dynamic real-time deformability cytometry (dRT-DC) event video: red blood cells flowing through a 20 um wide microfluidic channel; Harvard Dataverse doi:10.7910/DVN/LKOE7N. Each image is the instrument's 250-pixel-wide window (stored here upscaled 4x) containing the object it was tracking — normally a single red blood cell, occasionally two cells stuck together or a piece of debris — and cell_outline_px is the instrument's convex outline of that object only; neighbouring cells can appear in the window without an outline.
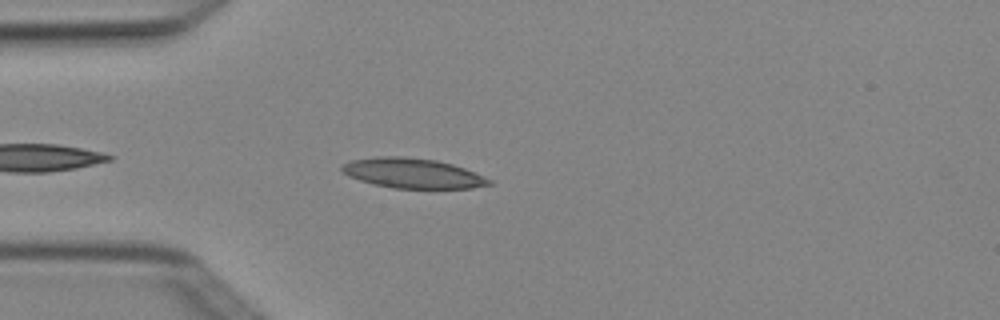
{"species": "Egyptian fruit bat (a non-hibernating species)", "species_latin": "Rousettus aegyptiacus", "temperature_condition": "cold", "stored_images_in_passage": 4, "camera_frame_rate_fps": 3000, "um_per_image_px": 0.085, "animal": {"sex": "female"}, "frame": {"image": 1, "passage_image": 4, "time_ms": 1.0, "image_size_px": [1000, 320], "cell_outline_px": [[492, 184], [472, 188], [392, 188], [372, 184], [348, 176], [340, 172], [340, 168], [344, 164], [352, 160], [376, 156], [404, 156], [436, 160], [452, 164], [464, 168], [492, 180]], "centroid_in_image_um": [35.04, 14.72], "position_along_channel_um": 50.0, "area_um2": 25.72}}